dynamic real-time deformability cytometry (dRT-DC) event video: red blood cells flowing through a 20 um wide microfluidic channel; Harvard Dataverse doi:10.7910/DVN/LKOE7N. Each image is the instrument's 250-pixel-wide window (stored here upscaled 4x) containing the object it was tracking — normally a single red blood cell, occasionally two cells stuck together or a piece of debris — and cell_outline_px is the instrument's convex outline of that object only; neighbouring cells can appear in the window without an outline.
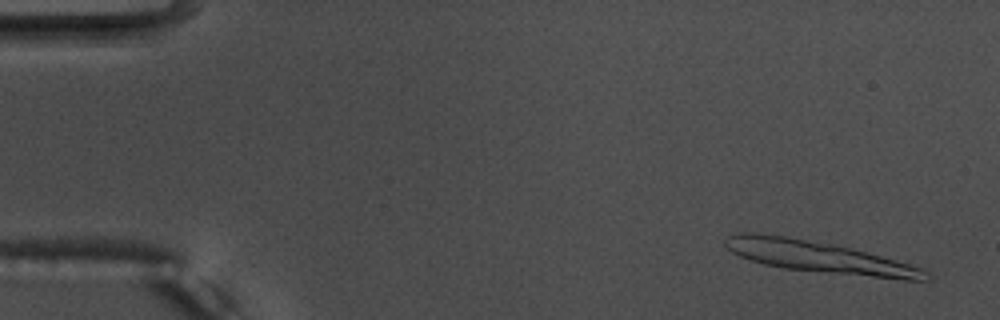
{"species": "common noctule bat (a hibernating species)", "species_latin": "Nyctalus noctula", "temperature_condition": "warm", "stored_images_in_passage": 11, "camera_frame_rate_fps": 3000, "um_per_image_px": 0.085, "animal": {"sex": "male", "body_mass_g": 17.5, "forearm_length_mm": 52.3}, "frame": {"image": 1, "passage_image": 1, "time_ms": 0.0, "image_size_px": [1000, 320], "cell_outline_px": [[932, 276], [928, 280], [904, 280], [784, 268], [764, 264], [740, 256], [732, 252], [724, 244], [724, 240], [728, 236], [740, 232], [752, 232], [788, 236], [832, 244], [896, 260], [920, 268], [928, 272]], "centroid_in_image_um": [69.58, 21.84], "position_along_channel_um": 15.4, "area_um2": 36.41}}